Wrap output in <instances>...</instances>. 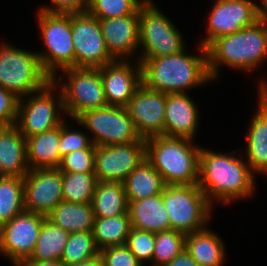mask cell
Wrapping results in <instances>:
<instances>
[{
	"mask_svg": "<svg viewBox=\"0 0 267 266\" xmlns=\"http://www.w3.org/2000/svg\"><path fill=\"white\" fill-rule=\"evenodd\" d=\"M239 151L240 155L236 149L222 153L201 149L198 186L213 207L215 202L229 206L230 202L252 198L256 193V176L243 160V150Z\"/></svg>",
	"mask_w": 267,
	"mask_h": 266,
	"instance_id": "6da1fadb",
	"label": "cell"
},
{
	"mask_svg": "<svg viewBox=\"0 0 267 266\" xmlns=\"http://www.w3.org/2000/svg\"><path fill=\"white\" fill-rule=\"evenodd\" d=\"M186 48L173 55L145 58L140 63L142 84L149 90L168 94L188 93L212 83L206 48L198 44L200 55L188 54Z\"/></svg>",
	"mask_w": 267,
	"mask_h": 266,
	"instance_id": "7a4b0ae2",
	"label": "cell"
},
{
	"mask_svg": "<svg viewBox=\"0 0 267 266\" xmlns=\"http://www.w3.org/2000/svg\"><path fill=\"white\" fill-rule=\"evenodd\" d=\"M206 50L212 81L217 82L224 66L246 73L257 71L267 61V21L258 20L236 33L216 38Z\"/></svg>",
	"mask_w": 267,
	"mask_h": 266,
	"instance_id": "3957f363",
	"label": "cell"
},
{
	"mask_svg": "<svg viewBox=\"0 0 267 266\" xmlns=\"http://www.w3.org/2000/svg\"><path fill=\"white\" fill-rule=\"evenodd\" d=\"M194 142L164 135L146 139V159L166 185L198 184L202 147Z\"/></svg>",
	"mask_w": 267,
	"mask_h": 266,
	"instance_id": "277c9868",
	"label": "cell"
},
{
	"mask_svg": "<svg viewBox=\"0 0 267 266\" xmlns=\"http://www.w3.org/2000/svg\"><path fill=\"white\" fill-rule=\"evenodd\" d=\"M37 51L0 42V87L17 98L43 89L52 78L43 70Z\"/></svg>",
	"mask_w": 267,
	"mask_h": 266,
	"instance_id": "5b68a950",
	"label": "cell"
},
{
	"mask_svg": "<svg viewBox=\"0 0 267 266\" xmlns=\"http://www.w3.org/2000/svg\"><path fill=\"white\" fill-rule=\"evenodd\" d=\"M157 5L154 0H146L139 8L140 63L145 58L179 53L186 47L183 34Z\"/></svg>",
	"mask_w": 267,
	"mask_h": 266,
	"instance_id": "8992f818",
	"label": "cell"
},
{
	"mask_svg": "<svg viewBox=\"0 0 267 266\" xmlns=\"http://www.w3.org/2000/svg\"><path fill=\"white\" fill-rule=\"evenodd\" d=\"M52 82L62 93L64 110L70 120L87 110L108 105L98 68H65L52 78Z\"/></svg>",
	"mask_w": 267,
	"mask_h": 266,
	"instance_id": "52a82bcc",
	"label": "cell"
},
{
	"mask_svg": "<svg viewBox=\"0 0 267 266\" xmlns=\"http://www.w3.org/2000/svg\"><path fill=\"white\" fill-rule=\"evenodd\" d=\"M36 18L45 48L36 52L43 70L53 78L59 71L75 67L71 14H52L38 9Z\"/></svg>",
	"mask_w": 267,
	"mask_h": 266,
	"instance_id": "ba28073f",
	"label": "cell"
},
{
	"mask_svg": "<svg viewBox=\"0 0 267 266\" xmlns=\"http://www.w3.org/2000/svg\"><path fill=\"white\" fill-rule=\"evenodd\" d=\"M162 201L169 214L171 229L185 235L207 227L214 213L198 184L166 185Z\"/></svg>",
	"mask_w": 267,
	"mask_h": 266,
	"instance_id": "9c48e42d",
	"label": "cell"
},
{
	"mask_svg": "<svg viewBox=\"0 0 267 266\" xmlns=\"http://www.w3.org/2000/svg\"><path fill=\"white\" fill-rule=\"evenodd\" d=\"M65 118L67 116L64 110L62 93L50 81L40 91L18 100L15 126L27 138L61 125Z\"/></svg>",
	"mask_w": 267,
	"mask_h": 266,
	"instance_id": "30bf717a",
	"label": "cell"
},
{
	"mask_svg": "<svg viewBox=\"0 0 267 266\" xmlns=\"http://www.w3.org/2000/svg\"><path fill=\"white\" fill-rule=\"evenodd\" d=\"M73 121L90 131L95 146L128 144L141 139L126 107L107 105L87 110Z\"/></svg>",
	"mask_w": 267,
	"mask_h": 266,
	"instance_id": "8fae6325",
	"label": "cell"
},
{
	"mask_svg": "<svg viewBox=\"0 0 267 266\" xmlns=\"http://www.w3.org/2000/svg\"><path fill=\"white\" fill-rule=\"evenodd\" d=\"M75 68H100L115 59L110 55L99 19L88 11L71 14Z\"/></svg>",
	"mask_w": 267,
	"mask_h": 266,
	"instance_id": "7c38bea8",
	"label": "cell"
},
{
	"mask_svg": "<svg viewBox=\"0 0 267 266\" xmlns=\"http://www.w3.org/2000/svg\"><path fill=\"white\" fill-rule=\"evenodd\" d=\"M47 216L23 211L0 226V255L16 265L30 259L34 253Z\"/></svg>",
	"mask_w": 267,
	"mask_h": 266,
	"instance_id": "4fadbf2b",
	"label": "cell"
},
{
	"mask_svg": "<svg viewBox=\"0 0 267 266\" xmlns=\"http://www.w3.org/2000/svg\"><path fill=\"white\" fill-rule=\"evenodd\" d=\"M257 4L253 0H215L206 22V36L198 44L207 48L216 38L255 24L260 20Z\"/></svg>",
	"mask_w": 267,
	"mask_h": 266,
	"instance_id": "5bb4252c",
	"label": "cell"
},
{
	"mask_svg": "<svg viewBox=\"0 0 267 266\" xmlns=\"http://www.w3.org/2000/svg\"><path fill=\"white\" fill-rule=\"evenodd\" d=\"M146 159V139L128 144L96 146L94 174L97 181L121 182Z\"/></svg>",
	"mask_w": 267,
	"mask_h": 266,
	"instance_id": "9a60e30c",
	"label": "cell"
},
{
	"mask_svg": "<svg viewBox=\"0 0 267 266\" xmlns=\"http://www.w3.org/2000/svg\"><path fill=\"white\" fill-rule=\"evenodd\" d=\"M25 211L47 216L61 201L62 172L58 168L32 169L23 177Z\"/></svg>",
	"mask_w": 267,
	"mask_h": 266,
	"instance_id": "2e32d148",
	"label": "cell"
},
{
	"mask_svg": "<svg viewBox=\"0 0 267 266\" xmlns=\"http://www.w3.org/2000/svg\"><path fill=\"white\" fill-rule=\"evenodd\" d=\"M166 93L141 84L126 106L138 135L142 139L164 135Z\"/></svg>",
	"mask_w": 267,
	"mask_h": 266,
	"instance_id": "e0dca14e",
	"label": "cell"
},
{
	"mask_svg": "<svg viewBox=\"0 0 267 266\" xmlns=\"http://www.w3.org/2000/svg\"><path fill=\"white\" fill-rule=\"evenodd\" d=\"M257 105L246 134V158L251 171L267 177V78L261 76L257 84Z\"/></svg>",
	"mask_w": 267,
	"mask_h": 266,
	"instance_id": "ac0fdd59",
	"label": "cell"
},
{
	"mask_svg": "<svg viewBox=\"0 0 267 266\" xmlns=\"http://www.w3.org/2000/svg\"><path fill=\"white\" fill-rule=\"evenodd\" d=\"M133 62L115 60L98 68L108 105L126 107L142 84L141 64L138 60Z\"/></svg>",
	"mask_w": 267,
	"mask_h": 266,
	"instance_id": "d6986e66",
	"label": "cell"
},
{
	"mask_svg": "<svg viewBox=\"0 0 267 266\" xmlns=\"http://www.w3.org/2000/svg\"><path fill=\"white\" fill-rule=\"evenodd\" d=\"M110 55L115 60H138L139 10L128 16L99 19Z\"/></svg>",
	"mask_w": 267,
	"mask_h": 266,
	"instance_id": "ffe728a7",
	"label": "cell"
},
{
	"mask_svg": "<svg viewBox=\"0 0 267 266\" xmlns=\"http://www.w3.org/2000/svg\"><path fill=\"white\" fill-rule=\"evenodd\" d=\"M190 96L189 92L166 94L164 136L196 140L200 109Z\"/></svg>",
	"mask_w": 267,
	"mask_h": 266,
	"instance_id": "44dd1931",
	"label": "cell"
},
{
	"mask_svg": "<svg viewBox=\"0 0 267 266\" xmlns=\"http://www.w3.org/2000/svg\"><path fill=\"white\" fill-rule=\"evenodd\" d=\"M26 138L15 125L0 131V176L23 178L29 172Z\"/></svg>",
	"mask_w": 267,
	"mask_h": 266,
	"instance_id": "7402d4cb",
	"label": "cell"
},
{
	"mask_svg": "<svg viewBox=\"0 0 267 266\" xmlns=\"http://www.w3.org/2000/svg\"><path fill=\"white\" fill-rule=\"evenodd\" d=\"M128 214L134 229L153 233L171 229L162 194L128 202Z\"/></svg>",
	"mask_w": 267,
	"mask_h": 266,
	"instance_id": "603a6c76",
	"label": "cell"
},
{
	"mask_svg": "<svg viewBox=\"0 0 267 266\" xmlns=\"http://www.w3.org/2000/svg\"><path fill=\"white\" fill-rule=\"evenodd\" d=\"M221 238L210 227H205L186 235L185 249L200 266H223L226 248Z\"/></svg>",
	"mask_w": 267,
	"mask_h": 266,
	"instance_id": "cb8c5ba5",
	"label": "cell"
},
{
	"mask_svg": "<svg viewBox=\"0 0 267 266\" xmlns=\"http://www.w3.org/2000/svg\"><path fill=\"white\" fill-rule=\"evenodd\" d=\"M59 141L60 125L41 134L27 137L29 169L57 168L61 162Z\"/></svg>",
	"mask_w": 267,
	"mask_h": 266,
	"instance_id": "d4e9b609",
	"label": "cell"
},
{
	"mask_svg": "<svg viewBox=\"0 0 267 266\" xmlns=\"http://www.w3.org/2000/svg\"><path fill=\"white\" fill-rule=\"evenodd\" d=\"M127 201L162 194L166 184L160 173L145 159L123 181Z\"/></svg>",
	"mask_w": 267,
	"mask_h": 266,
	"instance_id": "484cf974",
	"label": "cell"
},
{
	"mask_svg": "<svg viewBox=\"0 0 267 266\" xmlns=\"http://www.w3.org/2000/svg\"><path fill=\"white\" fill-rule=\"evenodd\" d=\"M47 219L69 233H75L92 231L95 216L91 203L61 201L47 215Z\"/></svg>",
	"mask_w": 267,
	"mask_h": 266,
	"instance_id": "4316f807",
	"label": "cell"
},
{
	"mask_svg": "<svg viewBox=\"0 0 267 266\" xmlns=\"http://www.w3.org/2000/svg\"><path fill=\"white\" fill-rule=\"evenodd\" d=\"M95 218H108L128 213V201L121 182L98 181L92 198Z\"/></svg>",
	"mask_w": 267,
	"mask_h": 266,
	"instance_id": "83f0119b",
	"label": "cell"
},
{
	"mask_svg": "<svg viewBox=\"0 0 267 266\" xmlns=\"http://www.w3.org/2000/svg\"><path fill=\"white\" fill-rule=\"evenodd\" d=\"M69 235L67 230L54 225L46 218L40 230L34 253L26 261H60Z\"/></svg>",
	"mask_w": 267,
	"mask_h": 266,
	"instance_id": "f1b7e54d",
	"label": "cell"
},
{
	"mask_svg": "<svg viewBox=\"0 0 267 266\" xmlns=\"http://www.w3.org/2000/svg\"><path fill=\"white\" fill-rule=\"evenodd\" d=\"M132 226L129 214L108 218H95L92 235L99 250L126 245Z\"/></svg>",
	"mask_w": 267,
	"mask_h": 266,
	"instance_id": "f546056e",
	"label": "cell"
},
{
	"mask_svg": "<svg viewBox=\"0 0 267 266\" xmlns=\"http://www.w3.org/2000/svg\"><path fill=\"white\" fill-rule=\"evenodd\" d=\"M25 211L23 178L0 176V226Z\"/></svg>",
	"mask_w": 267,
	"mask_h": 266,
	"instance_id": "4dcf8cb0",
	"label": "cell"
},
{
	"mask_svg": "<svg viewBox=\"0 0 267 266\" xmlns=\"http://www.w3.org/2000/svg\"><path fill=\"white\" fill-rule=\"evenodd\" d=\"M94 173L62 172L63 201L70 203H91L97 184Z\"/></svg>",
	"mask_w": 267,
	"mask_h": 266,
	"instance_id": "1f68e13d",
	"label": "cell"
},
{
	"mask_svg": "<svg viewBox=\"0 0 267 266\" xmlns=\"http://www.w3.org/2000/svg\"><path fill=\"white\" fill-rule=\"evenodd\" d=\"M99 253L92 231L70 233L60 261L64 266L79 264L98 257Z\"/></svg>",
	"mask_w": 267,
	"mask_h": 266,
	"instance_id": "d6a6232c",
	"label": "cell"
},
{
	"mask_svg": "<svg viewBox=\"0 0 267 266\" xmlns=\"http://www.w3.org/2000/svg\"><path fill=\"white\" fill-rule=\"evenodd\" d=\"M186 235L166 230L155 233V246L151 266H165L185 249Z\"/></svg>",
	"mask_w": 267,
	"mask_h": 266,
	"instance_id": "836d02e7",
	"label": "cell"
},
{
	"mask_svg": "<svg viewBox=\"0 0 267 266\" xmlns=\"http://www.w3.org/2000/svg\"><path fill=\"white\" fill-rule=\"evenodd\" d=\"M146 0H87V11L97 19L135 14Z\"/></svg>",
	"mask_w": 267,
	"mask_h": 266,
	"instance_id": "e575fe53",
	"label": "cell"
},
{
	"mask_svg": "<svg viewBox=\"0 0 267 266\" xmlns=\"http://www.w3.org/2000/svg\"><path fill=\"white\" fill-rule=\"evenodd\" d=\"M126 246L143 266L148 262L149 266H151L155 246V233L131 228Z\"/></svg>",
	"mask_w": 267,
	"mask_h": 266,
	"instance_id": "d590c367",
	"label": "cell"
},
{
	"mask_svg": "<svg viewBox=\"0 0 267 266\" xmlns=\"http://www.w3.org/2000/svg\"><path fill=\"white\" fill-rule=\"evenodd\" d=\"M72 129L73 128L71 125H68L67 121H64L60 125V141L58 146L60 158L76 150L96 149V146L91 142L87 131Z\"/></svg>",
	"mask_w": 267,
	"mask_h": 266,
	"instance_id": "8d00e7d4",
	"label": "cell"
},
{
	"mask_svg": "<svg viewBox=\"0 0 267 266\" xmlns=\"http://www.w3.org/2000/svg\"><path fill=\"white\" fill-rule=\"evenodd\" d=\"M95 149H80L61 158L57 167L67 173H94Z\"/></svg>",
	"mask_w": 267,
	"mask_h": 266,
	"instance_id": "74e56055",
	"label": "cell"
},
{
	"mask_svg": "<svg viewBox=\"0 0 267 266\" xmlns=\"http://www.w3.org/2000/svg\"><path fill=\"white\" fill-rule=\"evenodd\" d=\"M99 256L104 266H143L126 245L103 248Z\"/></svg>",
	"mask_w": 267,
	"mask_h": 266,
	"instance_id": "f35d334b",
	"label": "cell"
},
{
	"mask_svg": "<svg viewBox=\"0 0 267 266\" xmlns=\"http://www.w3.org/2000/svg\"><path fill=\"white\" fill-rule=\"evenodd\" d=\"M18 100L19 98H17L12 92L0 87V125H15Z\"/></svg>",
	"mask_w": 267,
	"mask_h": 266,
	"instance_id": "ab89813d",
	"label": "cell"
},
{
	"mask_svg": "<svg viewBox=\"0 0 267 266\" xmlns=\"http://www.w3.org/2000/svg\"><path fill=\"white\" fill-rule=\"evenodd\" d=\"M50 3L40 6L39 9L52 14H76L87 11V0H51Z\"/></svg>",
	"mask_w": 267,
	"mask_h": 266,
	"instance_id": "60d3db41",
	"label": "cell"
},
{
	"mask_svg": "<svg viewBox=\"0 0 267 266\" xmlns=\"http://www.w3.org/2000/svg\"><path fill=\"white\" fill-rule=\"evenodd\" d=\"M165 266H200L196 261L193 260L191 255L184 249L179 255L174 257Z\"/></svg>",
	"mask_w": 267,
	"mask_h": 266,
	"instance_id": "b9f144b4",
	"label": "cell"
},
{
	"mask_svg": "<svg viewBox=\"0 0 267 266\" xmlns=\"http://www.w3.org/2000/svg\"><path fill=\"white\" fill-rule=\"evenodd\" d=\"M260 4H257V11L260 20L267 21V0H258Z\"/></svg>",
	"mask_w": 267,
	"mask_h": 266,
	"instance_id": "7bdbcfd3",
	"label": "cell"
},
{
	"mask_svg": "<svg viewBox=\"0 0 267 266\" xmlns=\"http://www.w3.org/2000/svg\"><path fill=\"white\" fill-rule=\"evenodd\" d=\"M69 266H104V263L101 259L100 256L89 260L87 262H83V263H79V264H73V265H69Z\"/></svg>",
	"mask_w": 267,
	"mask_h": 266,
	"instance_id": "ee69618b",
	"label": "cell"
},
{
	"mask_svg": "<svg viewBox=\"0 0 267 266\" xmlns=\"http://www.w3.org/2000/svg\"><path fill=\"white\" fill-rule=\"evenodd\" d=\"M5 126H3V125H0V131L4 128Z\"/></svg>",
	"mask_w": 267,
	"mask_h": 266,
	"instance_id": "f6af8a7d",
	"label": "cell"
}]
</instances>
